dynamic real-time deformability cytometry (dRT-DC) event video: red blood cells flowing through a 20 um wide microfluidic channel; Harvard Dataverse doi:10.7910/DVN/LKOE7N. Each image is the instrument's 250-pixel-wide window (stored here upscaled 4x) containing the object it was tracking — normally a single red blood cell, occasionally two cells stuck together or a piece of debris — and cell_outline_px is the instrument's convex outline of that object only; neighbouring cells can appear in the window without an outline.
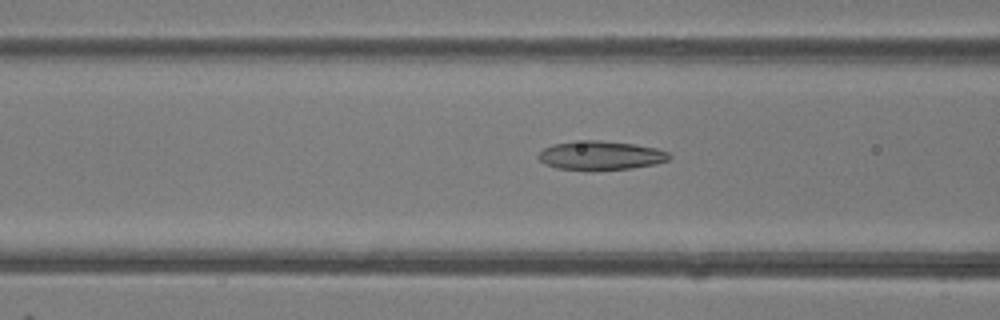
{"species": "common noctule bat (a hibernating species)", "species_latin": "Nyctalus noctula", "temperature_condition": "room temperature", "stored_images_in_passage": 48, "camera_frame_rate_fps": 3000, "um_per_image_px": 0.085, "animal": {"sex": "female"}, "frame": {"image": 1, "passage_image": 19, "time_ms": 6.0, "image_size_px": [1000, 320], "cell_outline_px": [[672, 156], [668, 160], [656, 164], [632, 168], [592, 172], [556, 168], [544, 164], [536, 156], [544, 148], [552, 144], [588, 140], [600, 140], [636, 144], [656, 148], [668, 152]], "centroid_in_image_um": [51.05, 13.24], "position_along_channel_um": 115.5, "area_um2": 22.6}}
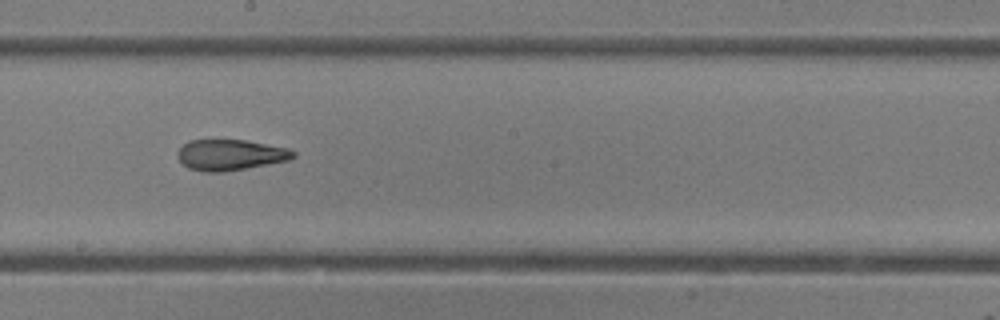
{"frame": {"image": 2, "passage_image": 27, "time_ms": 8.667, "image_size_px": [1000, 320], "cell_outline_px": [[296, 156], [288, 160], [224, 172], [204, 172], [188, 168], [180, 160], [180, 148], [188, 140], [244, 140], [288, 148], [296, 152]], "centroid_in_image_um": [19.6, 13.16], "position_along_channel_um": 228.6, "area_um2": 20.46}}
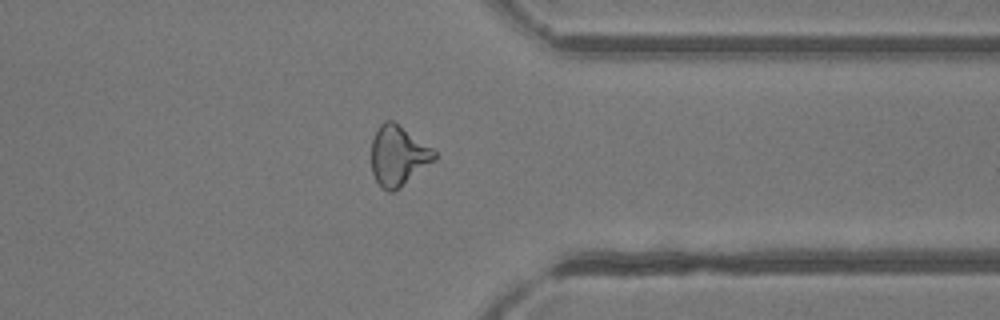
{"frame": {"image": 3, "passage_image": 38, "time_ms": 12.333, "image_size_px": [1000, 320], "cell_outline_px": [[436, 160], [400, 188], [392, 192], [388, 192], [376, 180], [372, 172], [372, 140], [380, 124], [384, 120], [392, 120], [432, 148], [436, 152]], "centroid_in_image_um": [33.86, 13.25], "position_along_channel_um": 377.5, "area_um2": 21.85}, "authors_computed_cell_mechanics": {"area_um2": 22.0507, "velocity_mm_per_s": 4.2268, "shape_relaxation_time_tau1_ms": null, "shape_relaxation_time_tau2_ms": 1.4047, "deformation_change_tau1": null, "deformation_change_tau2": 0.0881}}